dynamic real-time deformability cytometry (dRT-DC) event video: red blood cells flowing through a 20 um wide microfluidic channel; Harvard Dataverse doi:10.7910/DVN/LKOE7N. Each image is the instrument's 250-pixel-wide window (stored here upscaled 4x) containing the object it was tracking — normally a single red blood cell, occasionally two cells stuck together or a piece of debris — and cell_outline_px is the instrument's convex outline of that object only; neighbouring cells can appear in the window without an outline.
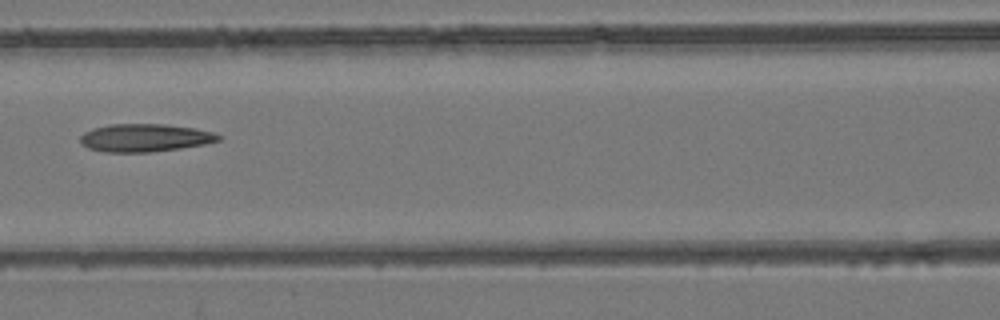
{"species": "common noctule bat (a hibernating species)", "species_latin": "Nyctalus noctula", "temperature_condition": "room temperature", "stored_images_in_passage": 7, "camera_frame_rate_fps": 3000, "um_per_image_px": 0.085, "animal": {"sex": "female", "body_mass_g": 24.6, "forearm_length_mm": 56.2}, "frame": {"image": 1, "passage_image": 6, "time_ms": 6.0, "image_size_px": [1000, 320], "cell_outline_px": [[224, 136], [220, 140], [204, 144], [180, 148], [148, 152], [104, 152], [88, 148], [80, 144], [80, 136], [84, 132], [92, 128], [108, 124], [164, 124], [196, 128], [216, 132]], "centroid_in_image_um": [12.32, 11.7], "position_along_channel_um": 154.3, "area_um2": 22.72}}
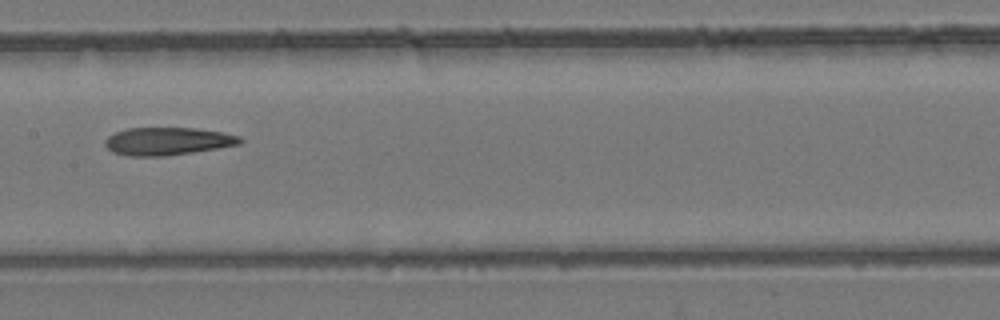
{"frame": {"image": 2, "passage_image": 7, "time_ms": 7.0, "image_size_px": [1000, 320], "cell_outline_px": [[244, 140], [240, 144], [192, 152], [164, 156], [128, 156], [112, 152], [104, 144], [104, 140], [108, 136], [116, 132], [128, 128], [196, 128], [224, 132], [240, 136]], "centroid_in_image_um": [14.24, 12.0], "position_along_channel_um": 193.2, "area_um2": 21.85}}